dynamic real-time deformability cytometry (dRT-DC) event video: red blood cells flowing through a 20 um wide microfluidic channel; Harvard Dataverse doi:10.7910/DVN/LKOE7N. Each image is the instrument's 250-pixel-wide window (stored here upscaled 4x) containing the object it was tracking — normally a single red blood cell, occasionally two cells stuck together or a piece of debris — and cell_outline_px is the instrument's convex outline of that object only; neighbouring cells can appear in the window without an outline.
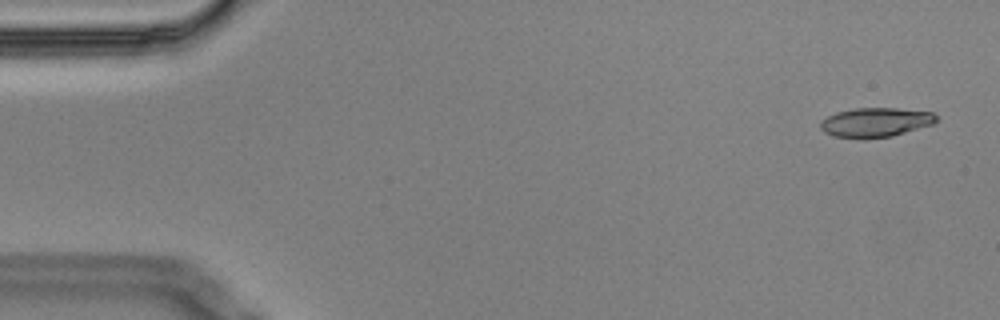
{"species": "Egyptian fruit bat (a non-hibernating species)", "species_latin": "Rousettus aegyptiacus", "temperature_condition": "cold", "stored_images_in_passage": 5, "camera_frame_rate_fps": 3000, "um_per_image_px": 0.085, "animal": {"sex": "male"}, "frame": {"image": 1, "passage_image": 1, "time_ms": 0.0, "image_size_px": [1000, 320], "cell_outline_px": [[936, 120], [932, 124], [892, 136], [832, 136], [824, 132], [820, 128], [820, 124], [828, 116], [836, 112], [856, 108], [896, 108], [932, 112], [936, 116]], "centroid_in_image_um": [74.43, 10.36], "position_along_channel_um": 10.6, "area_um2": 19.02}}
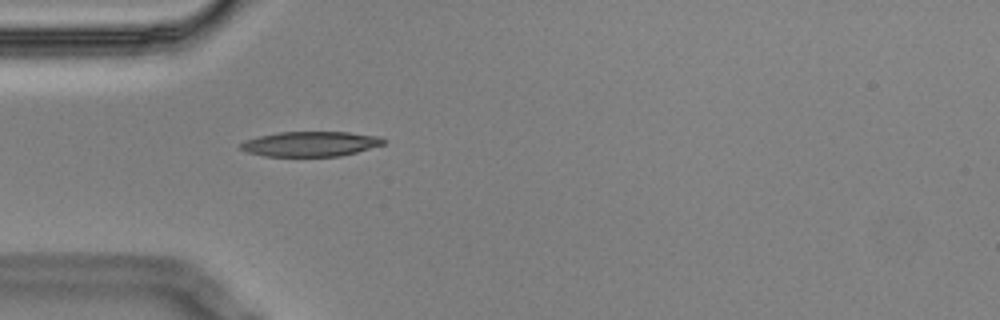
{"frame": {"image": 2, "passage_image": 5, "time_ms": 1.333, "image_size_px": [1000, 320], "cell_outline_px": [[388, 140], [384, 144], [356, 152], [340, 156], [264, 156], [248, 152], [240, 148], [240, 144], [244, 140], [276, 132], [348, 132], [380, 136]], "centroid_in_image_um": [26.41, 12.22], "position_along_channel_um": 58.6, "area_um2": 20.81}}